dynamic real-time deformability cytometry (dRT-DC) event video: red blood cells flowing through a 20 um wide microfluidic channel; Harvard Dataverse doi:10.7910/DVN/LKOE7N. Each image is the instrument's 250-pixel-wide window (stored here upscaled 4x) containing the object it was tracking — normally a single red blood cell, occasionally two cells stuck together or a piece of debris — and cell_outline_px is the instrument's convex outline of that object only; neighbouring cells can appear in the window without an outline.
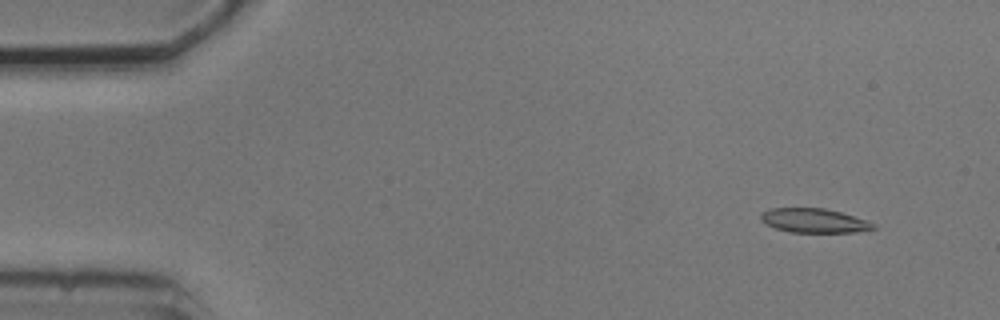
{"species": "common noctule bat (a hibernating species)", "species_latin": "Nyctalus noctula", "temperature_condition": "cold", "stored_images_in_passage": 5, "camera_frame_rate_fps": 3000, "um_per_image_px": 0.085, "animal": {"sex": "male", "body_mass_g": 20.5, "forearm_length_mm": 52.5}, "frame": {"image": 1, "passage_image": 2, "time_ms": 1.333, "image_size_px": [1000, 320], "cell_outline_px": [[876, 228], [868, 232], [788, 232], [776, 228], [760, 220], [760, 212], [768, 208], [824, 208], [840, 212], [868, 220], [876, 224]], "centroid_in_image_um": [69.24, 18.75], "position_along_channel_um": 15.8, "area_um2": 16.13}}
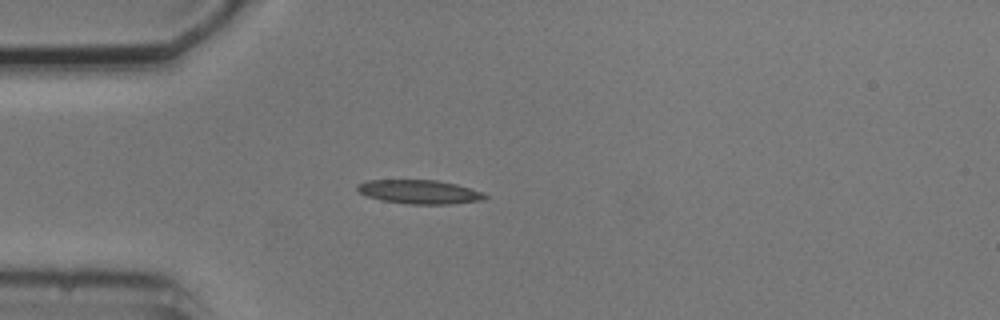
{"frame": {"image": 2, "passage_image": 4, "time_ms": 4.667, "image_size_px": [1000, 320], "cell_outline_px": [[488, 196], [484, 200], [452, 204], [408, 204], [380, 200], [368, 196], [360, 192], [356, 188], [356, 184], [364, 180], [436, 180], [456, 184], [484, 192]], "centroid_in_image_um": [35.66, 16.31], "position_along_channel_um": 49.3, "area_um2": 17.92}}